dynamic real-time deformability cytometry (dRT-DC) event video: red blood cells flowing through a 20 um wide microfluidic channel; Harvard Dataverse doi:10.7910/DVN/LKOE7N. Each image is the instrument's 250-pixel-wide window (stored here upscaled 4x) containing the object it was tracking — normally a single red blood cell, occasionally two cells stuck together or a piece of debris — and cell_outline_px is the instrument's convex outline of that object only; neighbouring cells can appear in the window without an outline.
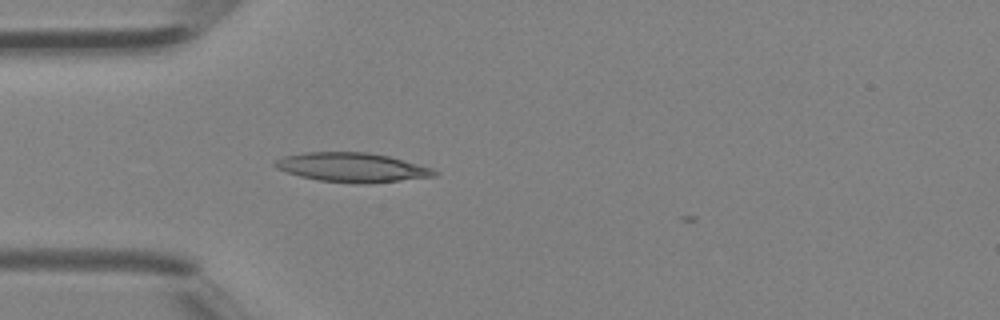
{"species": "Egyptian fruit bat (a non-hibernating species)", "species_latin": "Rousettus aegyptiacus", "temperature_condition": "room temperature", "stored_images_in_passage": 2, "camera_frame_rate_fps": 3000, "um_per_image_px": 0.085, "animal": {"sex": "female"}, "frame": {"image": 1, "passage_image": 1, "time_ms": 0.0, "image_size_px": [1000, 320], "cell_outline_px": [[440, 172], [436, 176], [368, 184], [356, 184], [320, 180], [300, 176], [276, 168], [272, 164], [276, 160], [284, 156], [304, 152], [368, 152], [388, 156], [404, 160], [432, 168]], "centroid_in_image_um": [29.95, 14.23], "position_along_channel_um": 55.1, "area_um2": 27.22}}